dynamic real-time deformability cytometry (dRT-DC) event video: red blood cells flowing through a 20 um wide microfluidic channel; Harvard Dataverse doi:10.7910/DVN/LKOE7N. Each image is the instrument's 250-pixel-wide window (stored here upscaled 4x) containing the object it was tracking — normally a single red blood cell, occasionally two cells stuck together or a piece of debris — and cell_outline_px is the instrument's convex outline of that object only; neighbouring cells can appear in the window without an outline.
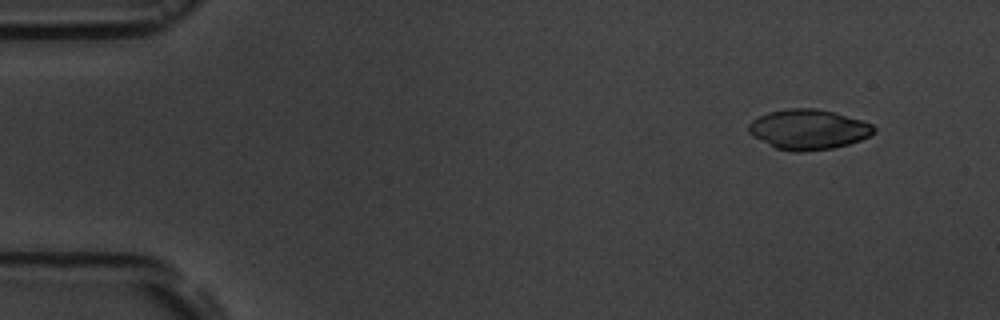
{"species": "common noctule bat (a hibernating species)", "species_latin": "Nyctalus noctula", "temperature_condition": "room temperature", "stored_images_in_passage": 2, "segment_of_instrument_passage": [2, 2], "camera_frame_rate_fps": 3000, "um_per_image_px": 0.085, "animal": {"sex": "male", "body_mass_g": 19.5, "forearm_length_mm": 54.6}, "frame": {"image": 1, "passage_image": 2, "time_ms": 2.333, "image_size_px": [1000, 320], "cell_outline_px": [[876, 132], [860, 140], [848, 144], [832, 148], [804, 152], [796, 152], [776, 148], [748, 132], [748, 124], [752, 120], [768, 112], [788, 108], [816, 108], [832, 112], [860, 120], [872, 124], [876, 128]], "centroid_in_image_um": [68.72, 11.0], "position_along_channel_um": 16.3, "area_um2": 28.96}}